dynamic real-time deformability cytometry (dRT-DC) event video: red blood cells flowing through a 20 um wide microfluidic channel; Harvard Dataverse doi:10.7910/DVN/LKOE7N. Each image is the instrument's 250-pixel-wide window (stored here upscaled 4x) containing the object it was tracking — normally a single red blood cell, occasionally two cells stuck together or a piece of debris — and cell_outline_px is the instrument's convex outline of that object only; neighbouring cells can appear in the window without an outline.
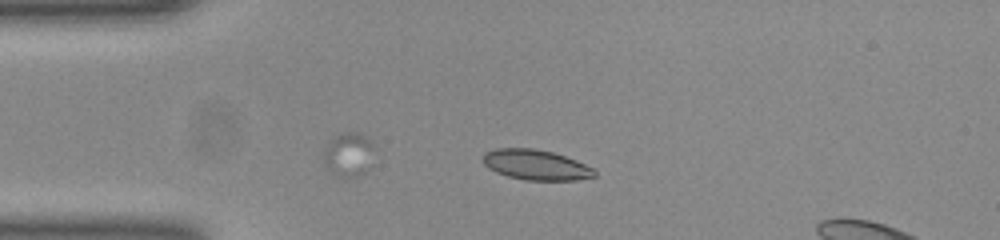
{"species": "common noctule bat (a hibernating species)", "species_latin": "Nyctalus noctula", "temperature_condition": "room temperature", "stored_images_in_passage": 2, "camera_frame_rate_fps": 3000, "um_per_image_px": 0.085, "animal": {"sex": "female", "body_mass_g": 23.0, "forearm_length_mm": 53.4}, "frame": {"image": 1, "passage_image": 2, "time_ms": 0.333, "image_size_px": [1000, 240], "cell_outline_px": [[596, 176], [576, 180], [524, 180], [508, 176], [496, 172], [488, 168], [484, 164], [484, 152], [496, 148], [532, 148], [552, 152], [576, 160], [592, 168], [596, 172]], "centroid_in_image_um": [45.54, 14.01], "position_along_channel_um": 39.5, "area_um2": 19.54}}